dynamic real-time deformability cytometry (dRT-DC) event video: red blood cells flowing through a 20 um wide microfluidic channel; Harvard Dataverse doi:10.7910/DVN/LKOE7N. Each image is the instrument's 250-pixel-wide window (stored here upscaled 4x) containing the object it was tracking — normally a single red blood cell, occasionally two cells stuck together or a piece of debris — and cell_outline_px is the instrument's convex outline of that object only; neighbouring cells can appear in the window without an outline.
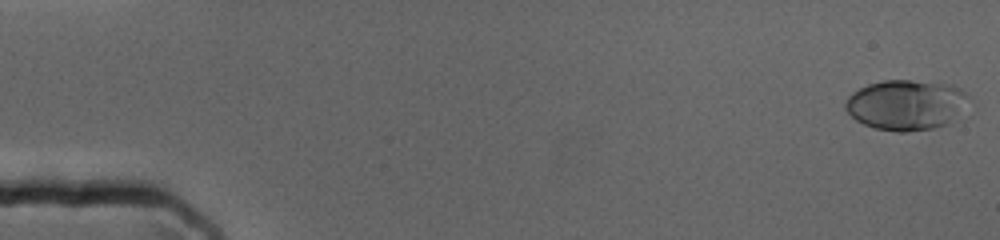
{"species": "human", "species_latin": "Homo sapiens", "temperature_condition": "cold", "stored_images_in_passage": 72, "camera_frame_rate_fps": 3000, "um_per_image_px": 0.085, "donor": {"sex": "female"}, "frame": {"image": 1, "passage_image": 1, "time_ms": 0.0, "image_size_px": [1000, 240], "cell_outline_px": [[968, 96], [948, 124], [932, 128], [908, 132], [896, 132], [876, 128], [864, 124], [856, 120], [844, 108], [844, 104], [848, 96], [852, 92], [868, 84], [884, 80], [908, 80], [952, 84], [968, 92]], "centroid_in_image_um": [76.95, 8.9], "position_along_channel_um": 8.0, "area_um2": 35.72}}
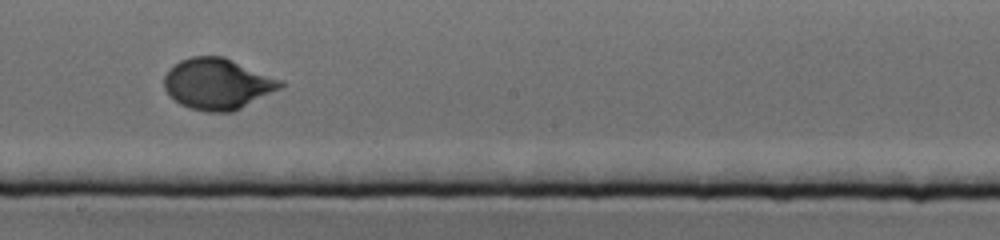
{"frame": {"image": 2, "passage_image": 41, "time_ms": 13.333, "image_size_px": [1000, 240], "cell_outline_px": [[284, 84], [280, 88], [232, 112], [208, 112], [188, 108], [180, 104], [164, 88], [164, 76], [168, 68], [180, 60], [192, 56], [224, 56], [284, 80]], "centroid_in_image_um": [18.48, 7.11], "position_along_channel_um": 229.7, "area_um2": 34.62}}
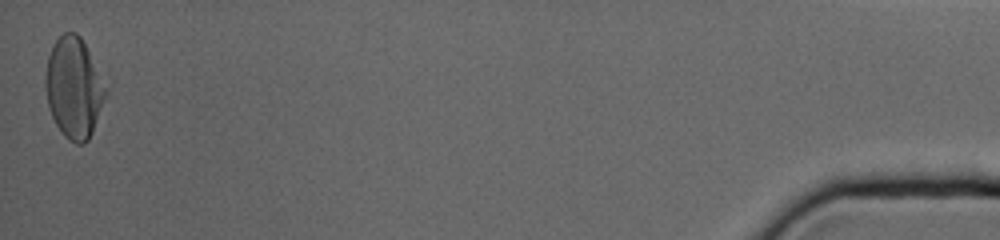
{"frame": {"image": 3, "passage_image": 72, "time_ms": 23.667, "image_size_px": [1000, 240], "cell_outline_px": [[108, 92], [92, 132], [88, 140], [84, 144], [76, 144], [68, 140], [64, 136], [56, 124], [52, 116], [48, 104], [44, 84], [44, 80], [48, 56], [56, 40], [64, 32], [76, 32], [80, 36], [108, 88]], "centroid_in_image_um": [6.28, 7.48], "position_along_channel_um": 428.9, "area_um2": 35.26}}